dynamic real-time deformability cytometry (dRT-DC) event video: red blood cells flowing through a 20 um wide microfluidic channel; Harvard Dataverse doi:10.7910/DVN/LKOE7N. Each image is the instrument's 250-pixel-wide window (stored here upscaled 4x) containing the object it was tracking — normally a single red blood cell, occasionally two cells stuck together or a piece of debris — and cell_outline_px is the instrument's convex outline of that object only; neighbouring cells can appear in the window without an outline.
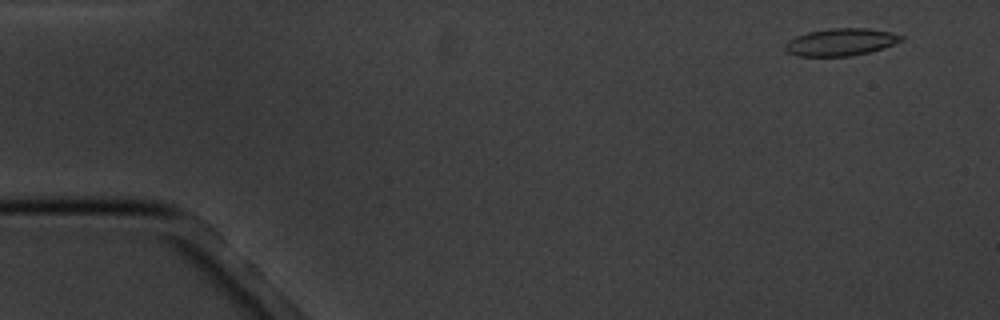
{"species": "common noctule bat (a hibernating species)", "species_latin": "Nyctalus noctula", "temperature_condition": "cold", "stored_images_in_passage": 16, "camera_frame_rate_fps": 3000, "um_per_image_px": 0.085, "animal": {"sex": "male", "body_mass_g": 20.1, "forearm_length_mm": 53.5}, "frame": {"image": 1, "passage_image": 2, "time_ms": 1.0, "image_size_px": [1000, 320], "cell_outline_px": [[904, 40], [884, 48], [852, 56], [796, 56], [788, 52], [784, 48], [784, 44], [788, 40], [796, 36], [808, 32], [828, 28], [868, 28], [892, 32], [904, 36]], "centroid_in_image_um": [71.48, 3.57], "position_along_channel_um": 13.5, "area_um2": 18.67}}
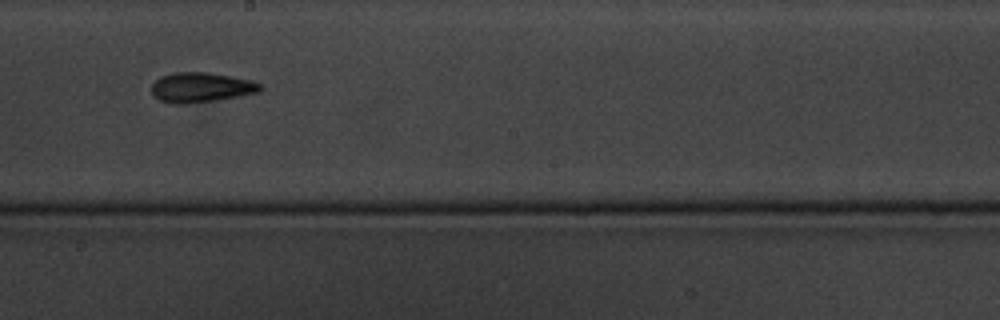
{"frame": {"image": 2, "passage_image": 10, "time_ms": 10.333, "image_size_px": [1000, 320], "cell_outline_px": [[260, 88], [256, 92], [236, 96], [212, 100], [160, 100], [152, 92], [152, 84], [160, 76], [176, 72], [208, 72], [252, 80], [260, 84]], "centroid_in_image_um": [17.11, 7.35], "position_along_channel_um": 231.1, "area_um2": 17.57}}
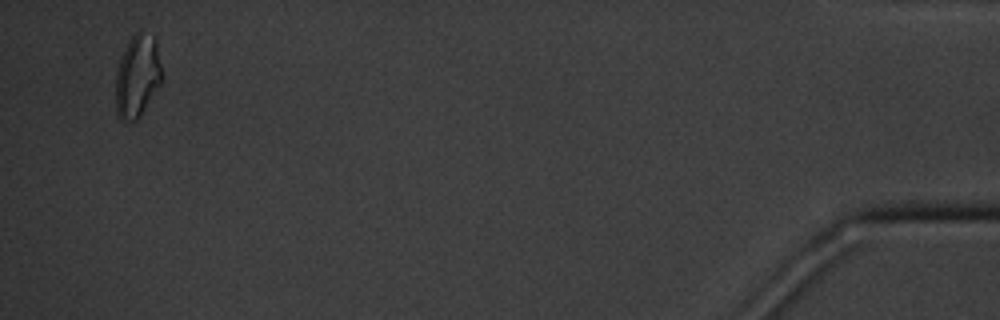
{"frame": {"image": 3, "passage_image": 16, "time_ms": 18.333, "image_size_px": [1000, 320], "cell_outline_px": [[160, 84], [140, 116], [136, 120], [120, 120], [116, 112], [116, 72], [120, 56], [128, 40], [140, 28], [156, 36], [160, 64]], "centroid_in_image_um": [11.66, 6.39], "position_along_channel_um": 423.5, "area_um2": 22.37}, "authors_computed_cell_mechanics": {"area_um2": 18.0047, "velocity_mm_per_s": 3.443, "shape_relaxation_time_tau1_ms": 3.8636, "shape_relaxation_time_tau2_ms": 3.7444, "deformation_change_tau1": 0.1144, "deformation_change_tau2": 0.0766}}